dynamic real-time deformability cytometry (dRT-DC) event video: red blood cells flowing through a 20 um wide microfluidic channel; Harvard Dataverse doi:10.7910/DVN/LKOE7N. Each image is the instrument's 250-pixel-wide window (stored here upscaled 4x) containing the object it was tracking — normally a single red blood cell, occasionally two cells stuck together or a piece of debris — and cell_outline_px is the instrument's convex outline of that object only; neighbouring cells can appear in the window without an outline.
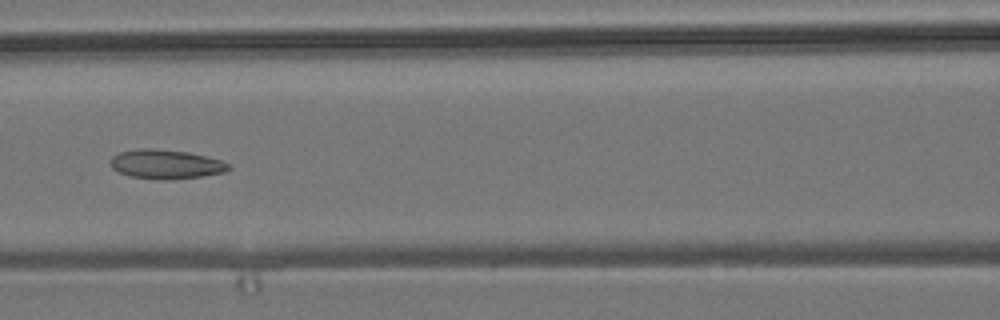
{"species": "common noctule bat (a hibernating species)", "species_latin": "Nyctalus noctula", "temperature_condition": "room temperature", "stored_images_in_passage": 10, "camera_frame_rate_fps": 3000, "um_per_image_px": 0.085, "animal": {"sex": "male", "body_mass_g": 19.2, "forearm_length_mm": 51.8}, "frame": {"image": 1, "passage_image": 6, "time_ms": 6.667, "image_size_px": [1000, 320], "cell_outline_px": [[232, 168], [224, 172], [200, 176], [172, 180], [160, 180], [128, 176], [112, 168], [112, 156], [120, 152], [140, 148], [152, 148], [188, 152], [220, 160], [228, 164]], "centroid_in_image_um": [14.09, 13.96], "position_along_channel_um": 152.5, "area_um2": 20.0}}
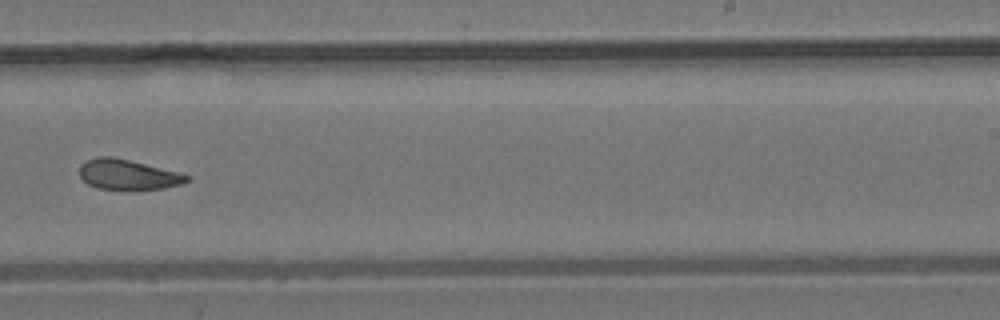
{"frame": {"image": 2, "passage_image": 9, "time_ms": 10.0, "image_size_px": [1000, 320], "cell_outline_px": [[188, 180], [184, 184], [164, 188], [96, 188], [88, 184], [80, 176], [80, 164], [84, 160], [96, 156], [112, 156], [176, 172], [188, 176]], "centroid_in_image_um": [10.8, 14.81], "position_along_channel_um": 278.2, "area_um2": 18.32}}
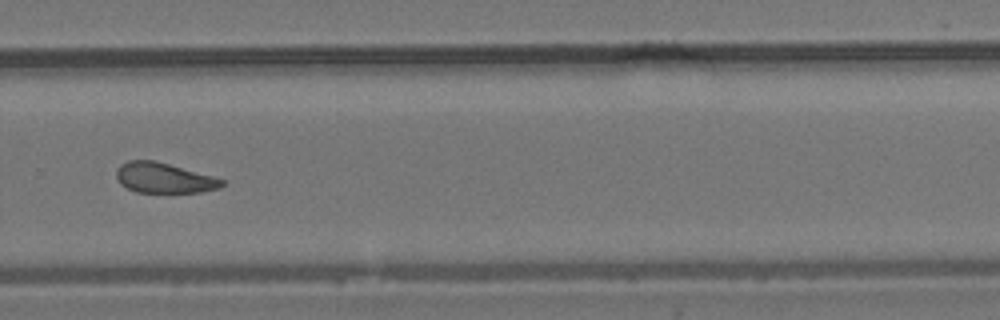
{"frame": {"image": 3, "passage_image": 10, "time_ms": 11.0, "image_size_px": [1000, 320], "cell_outline_px": [[224, 184], [220, 188], [200, 192], [136, 192], [120, 184], [116, 176], [116, 168], [120, 164], [128, 160], [156, 160], [212, 176], [224, 180]], "centroid_in_image_um": [13.91, 15.11], "position_along_channel_um": 315.9, "area_um2": 18.61}}